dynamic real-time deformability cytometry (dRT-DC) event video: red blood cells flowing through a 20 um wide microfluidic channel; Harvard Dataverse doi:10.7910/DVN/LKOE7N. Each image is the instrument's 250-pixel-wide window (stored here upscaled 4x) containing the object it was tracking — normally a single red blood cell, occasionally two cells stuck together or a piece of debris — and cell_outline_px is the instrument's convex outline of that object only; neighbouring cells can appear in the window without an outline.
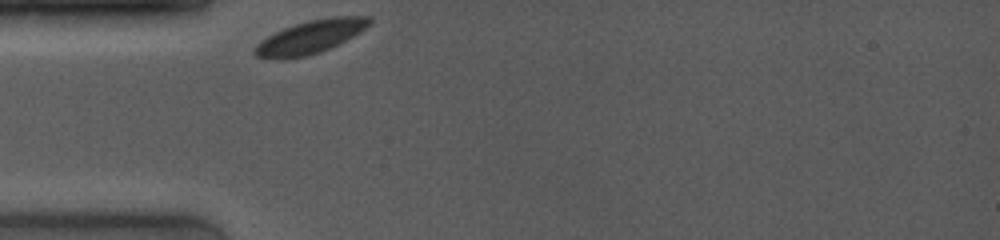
{"species": "common noctule bat (a hibernating species)", "species_latin": "Nyctalus noctula", "temperature_condition": "room temperature", "stored_images_in_passage": 1, "camera_frame_rate_fps": 4000, "um_per_image_px": 0.085, "animal": {"sex": "female", "body_mass_g": 19.0, "forearm_length_mm": 53.3}, "frame": {"image": 1, "passage_image": 1, "time_ms": 0.0, "image_size_px": [1000, 240], "cell_outline_px": [[372, 20], [360, 32], [320, 52], [304, 56], [284, 60], [280, 60], [256, 56], [252, 52], [252, 48], [260, 40], [284, 28], [308, 20], [328, 16], [372, 16]], "centroid_in_image_um": [26.33, 3.14], "position_along_channel_um": 58.7, "area_um2": 22.08}}